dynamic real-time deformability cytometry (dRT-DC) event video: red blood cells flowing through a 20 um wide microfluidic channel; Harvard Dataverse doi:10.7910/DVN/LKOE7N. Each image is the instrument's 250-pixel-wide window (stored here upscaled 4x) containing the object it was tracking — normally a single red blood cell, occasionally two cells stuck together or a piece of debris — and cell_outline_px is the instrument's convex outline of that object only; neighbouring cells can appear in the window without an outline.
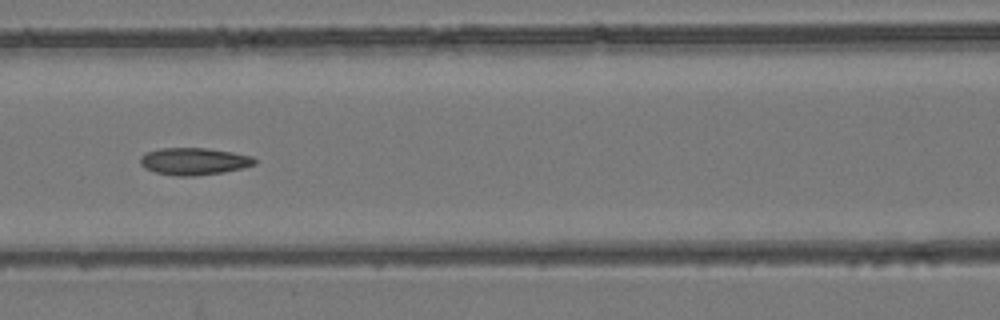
{"species": "common noctule bat (a hibernating species)", "species_latin": "Nyctalus noctula", "temperature_condition": "room temperature", "stored_images_in_passage": 8, "camera_frame_rate_fps": 3000, "um_per_image_px": 0.085, "animal": {"sex": "female", "body_mass_g": 24.6, "forearm_length_mm": 56.2}, "frame": {"image": 1, "passage_image": 6, "time_ms": 6.667, "image_size_px": [1000, 320], "cell_outline_px": [[256, 164], [244, 168], [224, 172], [192, 176], [176, 176], [156, 172], [144, 168], [140, 164], [140, 156], [144, 152], [160, 148], [204, 148], [232, 152], [252, 156], [256, 160]], "centroid_in_image_um": [16.47, 13.71], "position_along_channel_um": 150.1, "area_um2": 18.21}}
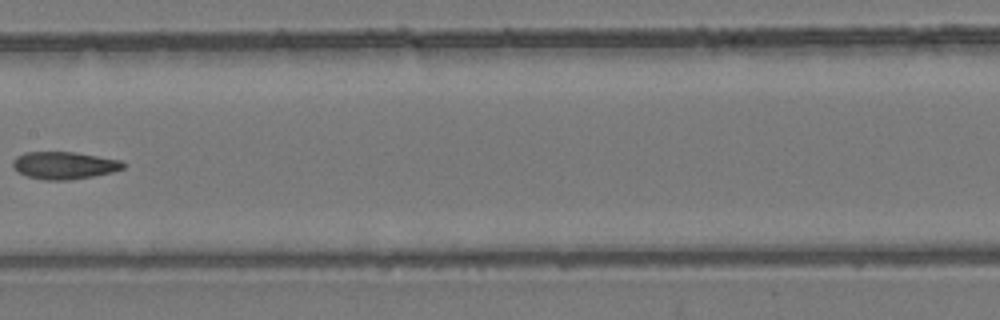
{"frame": {"image": 2, "passage_image": 7, "time_ms": 8.0, "image_size_px": [1000, 320], "cell_outline_px": [[124, 168], [112, 172], [92, 176], [68, 180], [44, 180], [28, 176], [12, 168], [12, 160], [16, 156], [24, 152], [72, 152], [120, 160], [124, 164]], "centroid_in_image_um": [5.41, 14.05], "position_along_channel_um": 202.0, "area_um2": 17.46}}
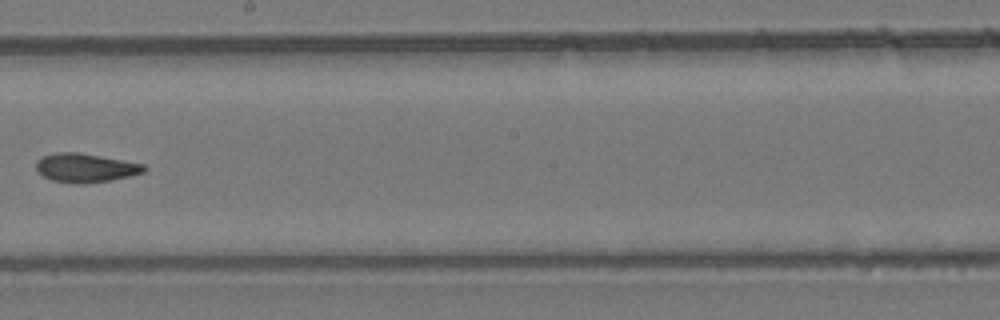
{"frame": {"image": 3, "passage_image": 8, "time_ms": 9.0, "image_size_px": [1000, 320], "cell_outline_px": [[148, 168], [144, 172], [112, 180], [84, 184], [76, 184], [52, 180], [44, 176], [36, 168], [36, 160], [44, 156], [56, 152], [80, 152], [144, 164]], "centroid_in_image_um": [7.28, 14.26], "position_along_channel_um": 240.9, "area_um2": 18.15}}